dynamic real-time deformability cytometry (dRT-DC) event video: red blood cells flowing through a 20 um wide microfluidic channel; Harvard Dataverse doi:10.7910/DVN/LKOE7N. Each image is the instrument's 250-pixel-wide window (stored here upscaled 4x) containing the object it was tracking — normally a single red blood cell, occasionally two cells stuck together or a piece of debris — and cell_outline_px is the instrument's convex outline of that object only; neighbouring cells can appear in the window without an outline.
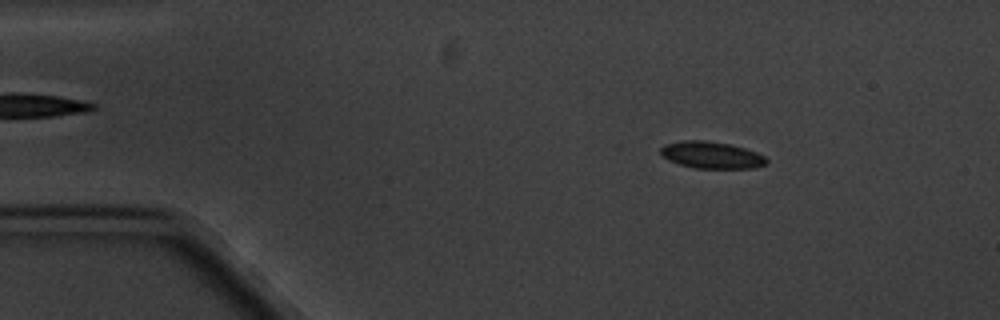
{"species": "common noctule bat (a hibernating species)", "species_latin": "Nyctalus noctula", "temperature_condition": "cold", "stored_images_in_passage": 5, "camera_frame_rate_fps": 3000, "um_per_image_px": 0.085, "animal": {"sex": "male", "body_mass_g": 20.1, "forearm_length_mm": 53.5}, "frame": {"image": 1, "passage_image": 2, "time_ms": 1.0, "image_size_px": [1000, 320], "cell_outline_px": [[768, 160], [764, 164], [752, 168], [696, 168], [680, 164], [668, 160], [660, 152], [660, 148], [664, 144], [684, 140], [704, 140], [728, 144], [744, 148], [756, 152], [764, 156]], "centroid_in_image_um": [60.45, 13.17], "position_along_channel_um": 24.6, "area_um2": 16.36}}
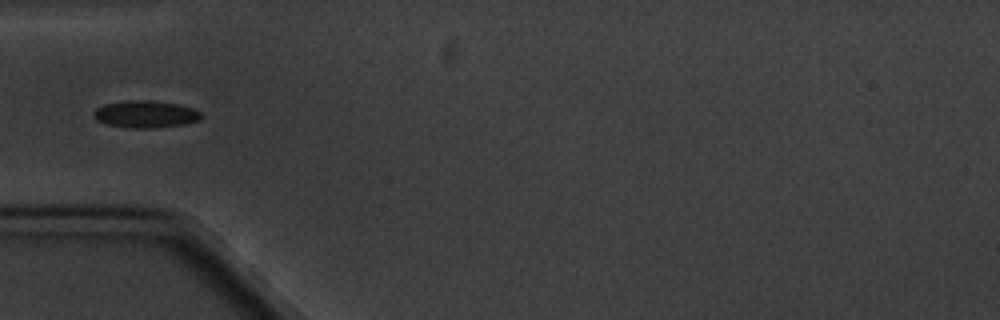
{"frame": {"image": 2, "passage_image": 5, "time_ms": 4.333, "image_size_px": [1000, 320], "cell_outline_px": [[200, 120], [184, 124], [152, 128], [128, 128], [108, 124], [96, 120], [92, 116], [92, 112], [96, 108], [104, 104], [124, 100], [152, 100], [176, 104], [192, 108], [200, 112]], "centroid_in_image_um": [12.31, 9.7], "position_along_channel_um": 72.7, "area_um2": 17.05}}